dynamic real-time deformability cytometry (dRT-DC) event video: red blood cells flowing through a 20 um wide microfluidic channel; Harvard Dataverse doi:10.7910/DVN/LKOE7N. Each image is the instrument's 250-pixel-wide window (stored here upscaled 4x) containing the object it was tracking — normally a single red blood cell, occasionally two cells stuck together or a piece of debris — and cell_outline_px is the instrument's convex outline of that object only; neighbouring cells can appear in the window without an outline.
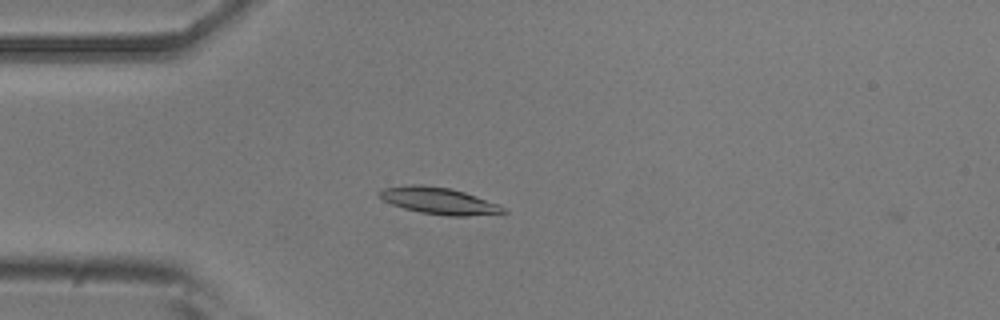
{"species": "common noctule bat (a hibernating species)", "species_latin": "Nyctalus noctula", "temperature_condition": "room temperature", "stored_images_in_passage": 3, "camera_frame_rate_fps": 3000, "um_per_image_px": 0.085, "animal": {"sex": "male", "body_mass_g": 20.5, "forearm_length_mm": 52.5}, "frame": {"image": 1, "passage_image": 2, "time_ms": 0.333, "image_size_px": [1000, 320], "cell_outline_px": [[508, 212], [468, 216], [448, 216], [420, 212], [404, 208], [392, 204], [384, 200], [376, 192], [380, 188], [408, 184], [424, 184], [452, 188], [500, 204]], "centroid_in_image_um": [37.28, 17.05], "position_along_channel_um": 47.7, "area_um2": 19.48}}